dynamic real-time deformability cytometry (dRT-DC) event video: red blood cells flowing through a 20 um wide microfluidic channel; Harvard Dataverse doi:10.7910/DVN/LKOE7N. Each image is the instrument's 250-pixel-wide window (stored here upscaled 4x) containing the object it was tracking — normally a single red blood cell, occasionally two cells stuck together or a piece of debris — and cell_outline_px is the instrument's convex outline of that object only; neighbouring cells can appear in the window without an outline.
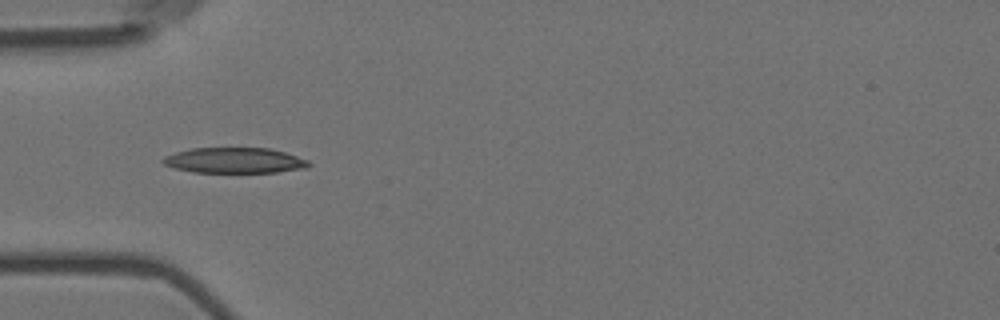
{"species": "Egyptian fruit bat (a non-hibernating species)", "species_latin": "Rousettus aegyptiacus", "temperature_condition": "room temperature", "stored_images_in_passage": 7, "camera_frame_rate_fps": 3000, "um_per_image_px": 0.085, "animal": {"sex": "female"}, "frame": {"image": 1, "passage_image": 6, "time_ms": 1.667, "image_size_px": [1000, 320], "cell_outline_px": [[312, 164], [308, 168], [276, 172], [192, 172], [176, 168], [164, 164], [160, 160], [164, 156], [176, 152], [192, 148], [268, 148], [284, 152], [308, 160]], "centroid_in_image_um": [19.94, 13.63], "position_along_channel_um": 65.1, "area_um2": 21.62}}
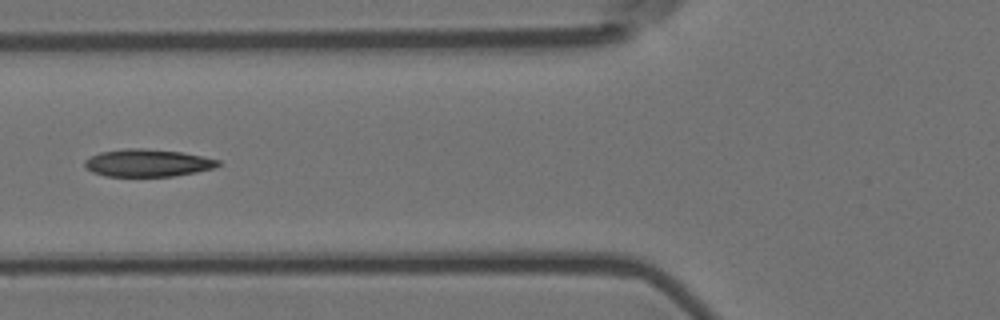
{"frame": {"image": 2, "passage_image": 7, "time_ms": 2.0, "image_size_px": [1000, 320], "cell_outline_px": [[220, 164], [212, 168], [196, 172], [172, 176], [104, 176], [92, 172], [84, 168], [84, 160], [88, 156], [100, 152], [124, 148], [144, 148], [180, 152], [220, 160]], "centroid_in_image_um": [12.46, 13.84], "position_along_channel_um": 113.3, "area_um2": 21.39}}